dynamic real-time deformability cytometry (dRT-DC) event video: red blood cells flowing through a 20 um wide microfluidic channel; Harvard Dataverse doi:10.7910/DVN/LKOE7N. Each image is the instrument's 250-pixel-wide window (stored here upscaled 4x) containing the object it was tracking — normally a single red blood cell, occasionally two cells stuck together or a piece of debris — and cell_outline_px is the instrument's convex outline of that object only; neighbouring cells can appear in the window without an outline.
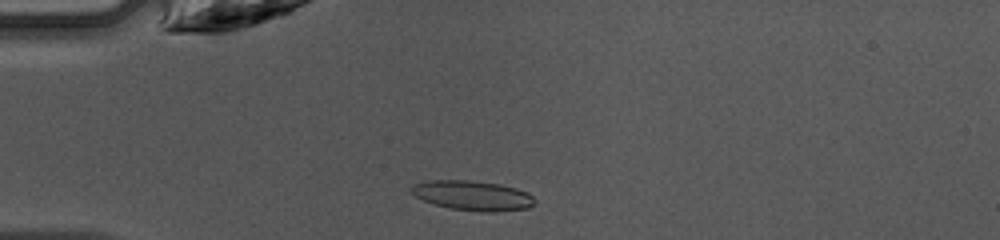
{"species": "common noctule bat (a hibernating species)", "species_latin": "Nyctalus noctula", "temperature_condition": "warm", "stored_images_in_passage": 38, "camera_frame_rate_fps": 3000, "um_per_image_px": 0.085, "animal": {"sex": "female", "body_mass_g": 10.0, "forearm_length_mm": 53.1}, "frame": {"image": 1, "passage_image": 4, "time_ms": 1.0, "image_size_px": [1000, 240], "cell_outline_px": [[536, 200], [528, 208], [496, 212], [480, 212], [448, 208], [432, 204], [416, 196], [412, 192], [412, 184], [428, 180], [468, 180], [500, 184], [516, 188], [528, 192]], "centroid_in_image_um": [40.18, 16.62], "position_along_channel_um": 44.8, "area_um2": 21.5}}
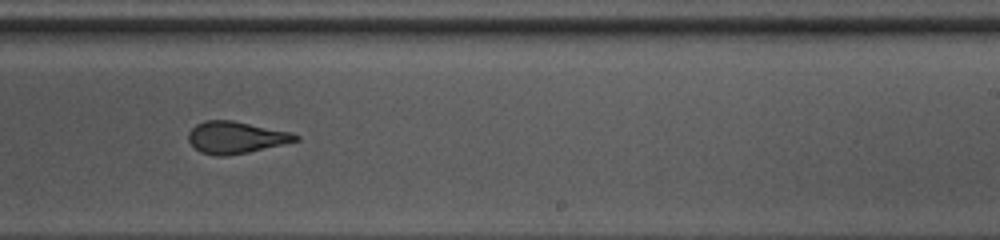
{"frame": {"image": 2, "passage_image": 21, "time_ms": 6.667, "image_size_px": [1000, 240], "cell_outline_px": [[300, 140], [284, 144], [248, 152], [228, 156], [216, 156], [200, 152], [188, 140], [188, 132], [196, 124], [204, 120], [232, 120], [292, 132], [300, 136]], "centroid_in_image_um": [20.05, 11.68], "position_along_channel_um": 268.9, "area_um2": 20.06}}
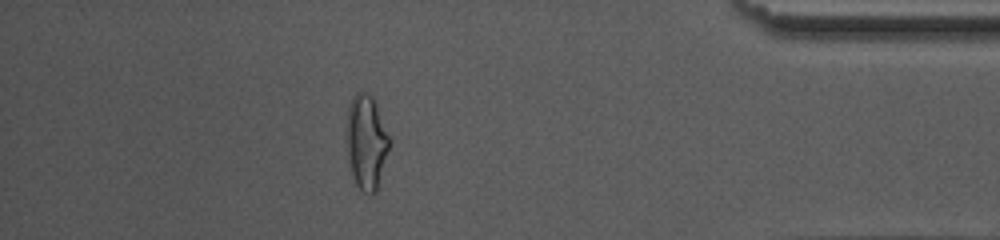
{"frame": {"image": 3, "passage_image": 33, "time_ms": 10.667, "image_size_px": [1000, 240], "cell_outline_px": [[392, 140], [376, 192], [372, 196], [364, 192], [356, 184], [352, 176], [348, 156], [348, 104], [352, 96], [356, 92], [368, 92], [372, 96]], "centroid_in_image_um": [31.17, 12.07], "position_along_channel_um": 404.0, "area_um2": 23.52}, "authors_computed_cell_mechanics": {"area_um2": 20.8369, "velocity_mm_per_s": 4.2694, "shape_relaxation_time_tau1_ms": 4.0303, "shape_relaxation_time_tau2_ms": 1.3089, "deformation_change_tau1": 0.1986, "deformation_change_tau2": 0.0901}}